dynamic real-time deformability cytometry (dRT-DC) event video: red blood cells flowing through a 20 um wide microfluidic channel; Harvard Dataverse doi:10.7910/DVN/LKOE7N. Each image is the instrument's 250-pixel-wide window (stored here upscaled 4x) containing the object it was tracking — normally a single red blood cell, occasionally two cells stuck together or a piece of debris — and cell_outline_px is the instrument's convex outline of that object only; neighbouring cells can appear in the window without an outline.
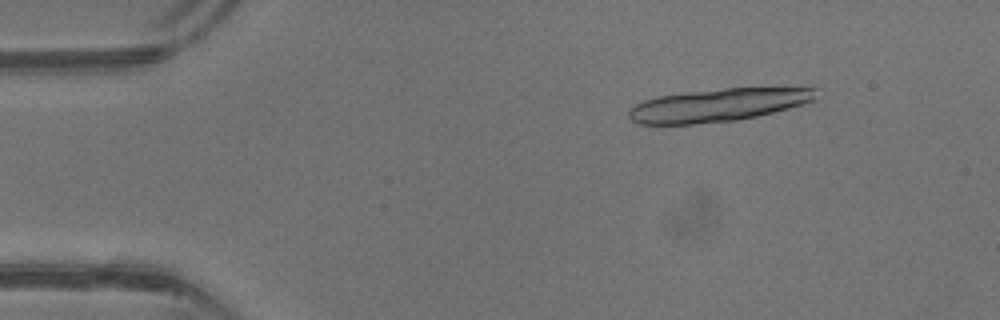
{"species": "common noctule bat (a hibernating species)", "species_latin": "Nyctalus noctula", "temperature_condition": "warm", "stored_images_in_passage": 14, "camera_frame_rate_fps": 3000, "um_per_image_px": 0.085, "animal": {"sex": "male", "body_mass_g": 13.3}, "frame": {"image": 1, "passage_image": 5, "time_ms": 1.333, "image_size_px": [1000, 320], "cell_outline_px": [[820, 100], [756, 116], [736, 120], [696, 124], [640, 124], [632, 120], [628, 116], [628, 108], [644, 100], [660, 96], [684, 92], [724, 88], [812, 84], [816, 88]], "centroid_in_image_um": [61.26, 8.87], "position_along_channel_um": 23.7, "area_um2": 37.34}}